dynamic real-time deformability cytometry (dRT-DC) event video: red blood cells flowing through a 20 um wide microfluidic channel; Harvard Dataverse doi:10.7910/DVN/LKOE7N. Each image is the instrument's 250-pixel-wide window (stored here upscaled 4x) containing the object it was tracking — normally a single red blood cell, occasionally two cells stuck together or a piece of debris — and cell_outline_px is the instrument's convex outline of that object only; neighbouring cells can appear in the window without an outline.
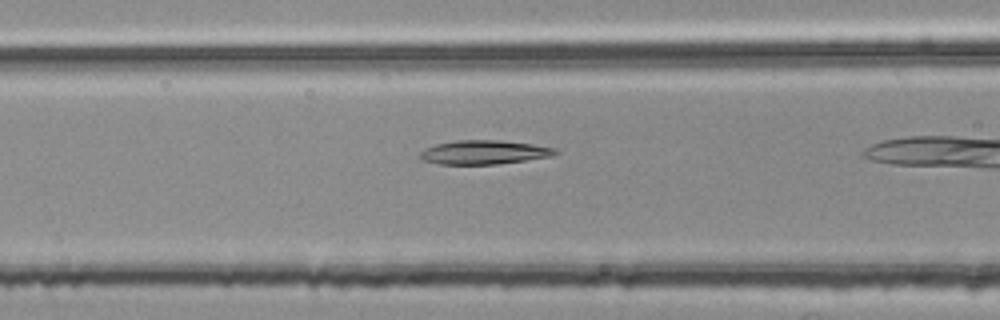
{"species": "common noctule bat (a hibernating species)", "species_latin": "Nyctalus noctula", "temperature_condition": "room temperature", "stored_images_in_passage": 18, "camera_frame_rate_fps": 3000, "um_per_image_px": 0.085, "animal": {"sex": "female", "body_mass_g": 25.1}, "frame": {"image": 1, "passage_image": 6, "time_ms": 1.667, "image_size_px": [1000, 320], "cell_outline_px": [[560, 152], [552, 156], [496, 164], [440, 164], [424, 160], [420, 156], [420, 152], [424, 148], [436, 144], [456, 140], [496, 140], [532, 144], [556, 148]], "centroid_in_image_um": [41.15, 12.94], "position_along_channel_um": 125.5, "area_um2": 18.73}}
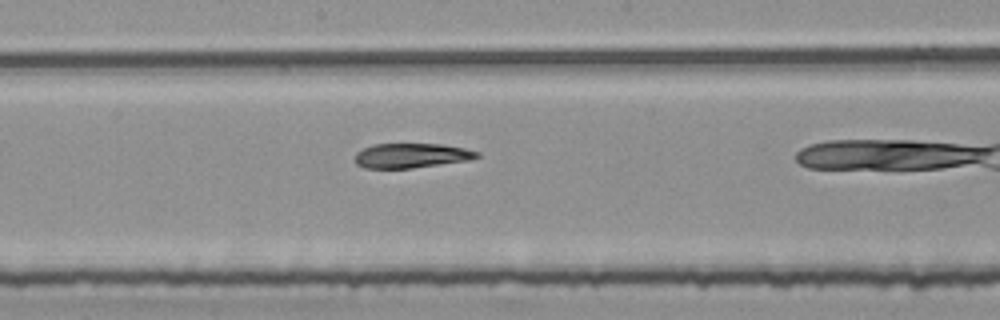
{"frame": {"image": 2, "passage_image": 13, "time_ms": 4.0, "image_size_px": [1000, 320], "cell_outline_px": [[480, 156], [472, 160], [412, 168], [364, 168], [356, 164], [356, 152], [372, 144], [440, 144], [464, 148], [480, 152]], "centroid_in_image_um": [34.99, 13.22], "position_along_channel_um": 213.2, "area_um2": 17.57}}
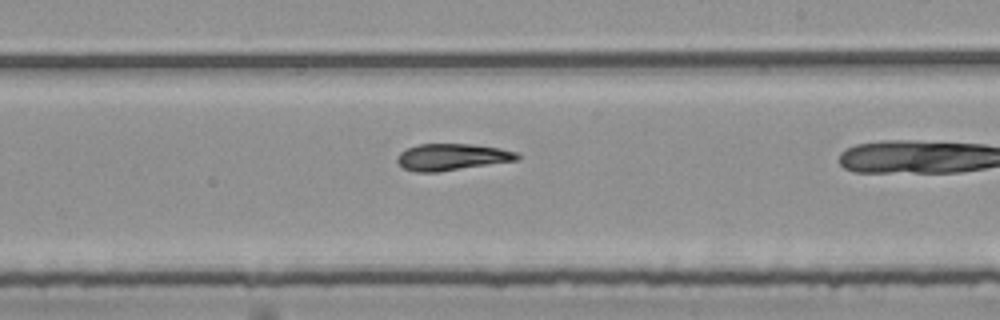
{"frame": {"image": 3, "passage_image": 16, "time_ms": 5.0, "image_size_px": [1000, 320], "cell_outline_px": [[520, 156], [516, 160], [436, 172], [416, 172], [404, 168], [396, 160], [396, 156], [400, 152], [416, 144], [472, 144], [500, 148], [516, 152]], "centroid_in_image_um": [38.37, 13.33], "position_along_channel_um": 250.6, "area_um2": 18.44}}